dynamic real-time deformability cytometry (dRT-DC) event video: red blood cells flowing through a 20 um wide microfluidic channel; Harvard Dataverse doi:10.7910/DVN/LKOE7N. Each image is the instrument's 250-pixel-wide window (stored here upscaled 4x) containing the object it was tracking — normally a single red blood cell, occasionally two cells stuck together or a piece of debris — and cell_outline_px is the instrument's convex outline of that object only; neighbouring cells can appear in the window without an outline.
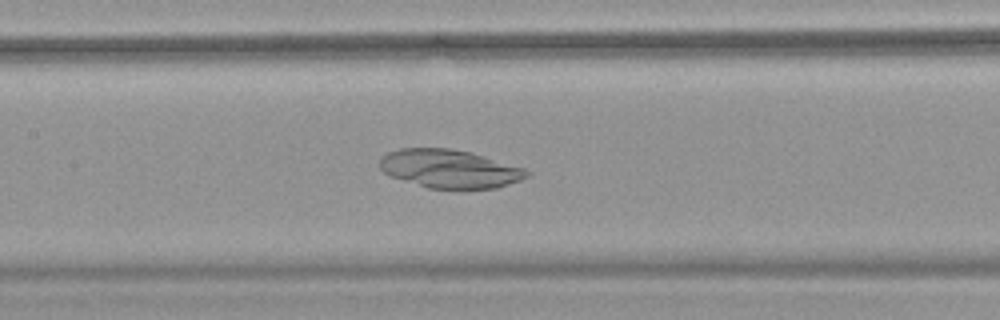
{"species": "common noctule bat (a hibernating species)", "species_latin": "Nyctalus noctula", "temperature_condition": "warm", "stored_images_in_passage": 53, "camera_frame_rate_fps": 3000, "um_per_image_px": 0.085, "animal": {"sex": "female", "body_mass_g": 18.4}, "frame": {"image": 1, "passage_image": 26, "time_ms": 8.333, "image_size_px": [1000, 320], "cell_outline_px": [[532, 172], [528, 176], [520, 180], [496, 188], [428, 188], [388, 176], [380, 168], [380, 160], [388, 152], [400, 148], [452, 148], [472, 152], [524, 168]], "centroid_in_image_um": [38.21, 14.34], "position_along_channel_um": 169.2, "area_um2": 32.89}}
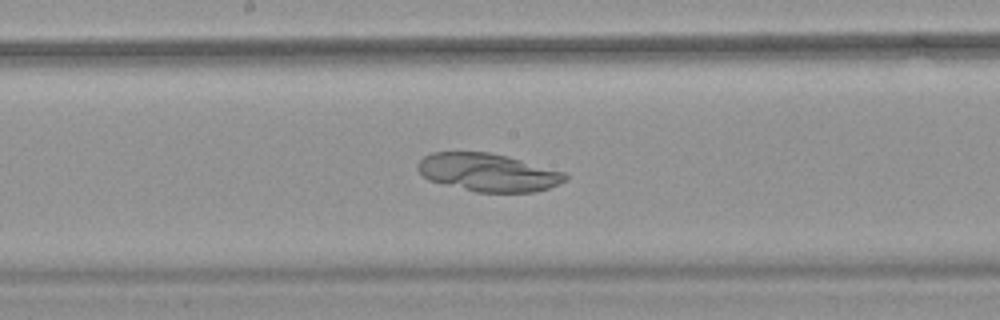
{"frame": {"image": 2, "passage_image": 29, "time_ms": 9.333, "image_size_px": [1000, 320], "cell_outline_px": [[568, 180], [548, 188], [532, 192], [476, 192], [428, 180], [416, 168], [416, 164], [424, 156], [432, 152], [488, 152], [508, 156], [564, 172], [568, 176]], "centroid_in_image_um": [41.47, 14.65], "position_along_channel_um": 206.7, "area_um2": 32.54}}
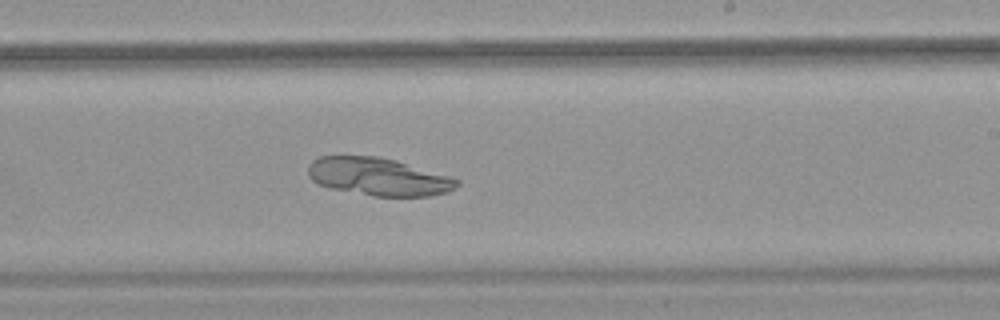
{"frame": {"image": 3, "passage_image": 33, "time_ms": 10.667, "image_size_px": [1000, 320], "cell_outline_px": [[460, 184], [456, 188], [448, 192], [432, 196], [372, 196], [328, 188], [312, 180], [308, 176], [308, 164], [312, 160], [320, 156], [380, 156], [396, 160], [448, 176], [460, 180]], "centroid_in_image_um": [32.15, 15.02], "position_along_channel_um": 256.8, "area_um2": 32.95}}